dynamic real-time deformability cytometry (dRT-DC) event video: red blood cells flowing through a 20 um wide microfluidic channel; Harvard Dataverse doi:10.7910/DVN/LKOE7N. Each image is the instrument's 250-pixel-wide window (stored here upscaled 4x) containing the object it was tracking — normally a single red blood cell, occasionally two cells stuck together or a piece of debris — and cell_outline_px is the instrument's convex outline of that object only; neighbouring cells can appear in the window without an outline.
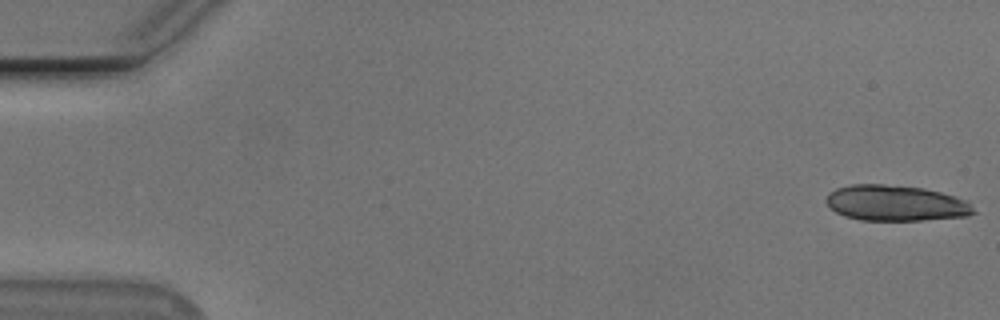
{"species": "Egyptian fruit bat (a non-hibernating species)", "species_latin": "Rousettus aegyptiacus", "temperature_condition": "cold", "stored_images_in_passage": 55, "segment_of_instrument_passage": [1, 2], "camera_frame_rate_fps": 3000, "um_per_image_px": 0.085, "animal": {"sex": "male"}, "frame": {"image": 1, "passage_image": 1, "time_ms": 0.0, "image_size_px": [1000, 320], "cell_outline_px": [[976, 212], [968, 216], [924, 220], [860, 220], [844, 216], [836, 212], [824, 200], [828, 192], [836, 188], [852, 184], [884, 184], [924, 188], [956, 196], [968, 200]], "centroid_in_image_um": [76.14, 17.26], "position_along_channel_um": 8.9, "area_um2": 30.92}}